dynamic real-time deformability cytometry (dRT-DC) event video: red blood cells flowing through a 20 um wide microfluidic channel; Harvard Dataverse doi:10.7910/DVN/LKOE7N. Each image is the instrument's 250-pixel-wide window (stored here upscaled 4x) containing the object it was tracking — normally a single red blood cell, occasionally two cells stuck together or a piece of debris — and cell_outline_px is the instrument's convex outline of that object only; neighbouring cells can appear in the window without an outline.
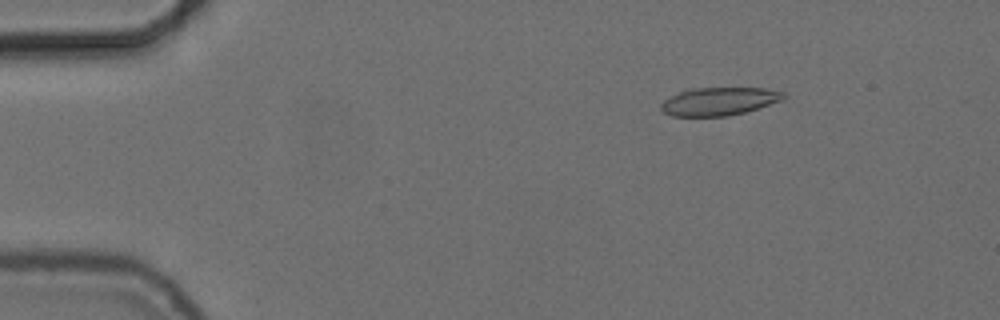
{"species": "common noctule bat (a hibernating species)", "species_latin": "Nyctalus noctula", "temperature_condition": "cold", "stored_images_in_passage": 49, "camera_frame_rate_fps": 3000, "um_per_image_px": 0.085, "animal": {"sex": "female", "body_mass_g": 24.6, "forearm_length_mm": 56.2}, "frame": {"image": 1, "passage_image": 1, "time_ms": 0.0, "image_size_px": [1000, 320], "cell_outline_px": [[788, 96], [780, 100], [744, 112], [728, 116], [672, 116], [664, 112], [660, 108], [660, 104], [664, 100], [684, 88], [764, 88], [784, 92]], "centroid_in_image_um": [61.07, 8.6], "position_along_channel_um": 23.9, "area_um2": 20.0}}
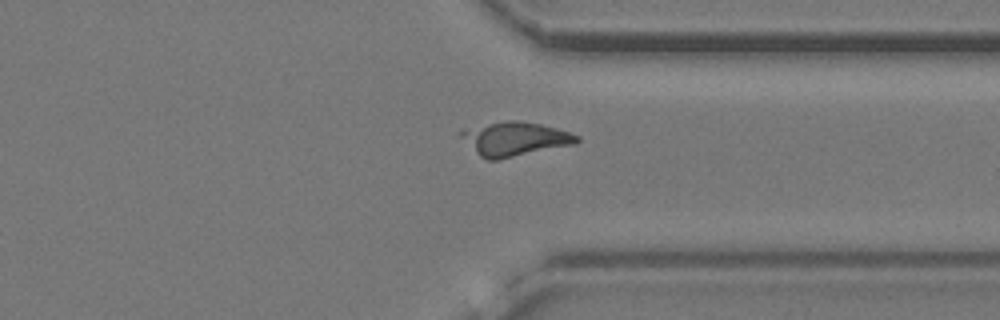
{"frame": {"image": 2, "passage_image": 35, "time_ms": 11.333, "image_size_px": [1000, 320], "cell_outline_px": [[580, 140], [576, 144], [500, 160], [488, 160], [480, 156], [456, 132], [488, 124], [508, 120], [516, 120], [540, 124], [556, 128], [580, 136]], "centroid_in_image_um": [43.81, 11.82], "position_along_channel_um": 367.6, "area_um2": 22.77}}
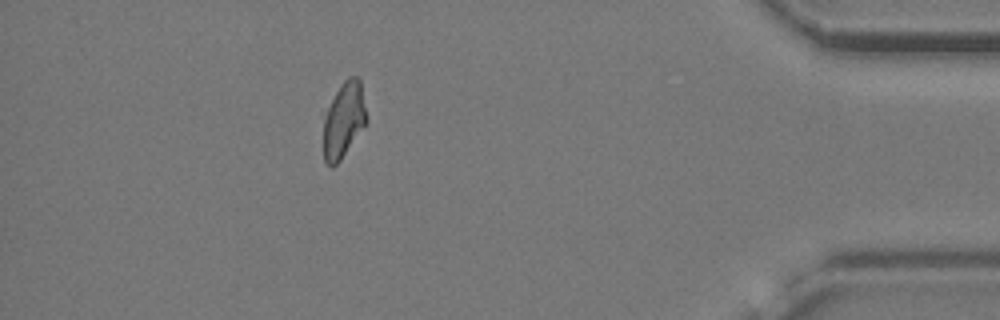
{"frame": {"image": 3, "passage_image": 42, "time_ms": 13.667, "image_size_px": [1000, 320], "cell_outline_px": [[368, 120], [340, 160], [332, 168], [324, 160], [320, 112], [340, 84], [348, 76], [356, 76], [360, 80], [368, 116]], "centroid_in_image_um": [29.13, 10.15], "position_along_channel_um": 406.1, "area_um2": 20.11}, "authors_computed_cell_mechanics": {"area_um2": 19.8254, "velocity_mm_per_s": 3.721, "shape_relaxation_time_tau1_ms": 0.3558, "shape_relaxation_time_tau2_ms": null, "deformation_change_tau1": 0.0591, "deformation_change_tau2": null}}